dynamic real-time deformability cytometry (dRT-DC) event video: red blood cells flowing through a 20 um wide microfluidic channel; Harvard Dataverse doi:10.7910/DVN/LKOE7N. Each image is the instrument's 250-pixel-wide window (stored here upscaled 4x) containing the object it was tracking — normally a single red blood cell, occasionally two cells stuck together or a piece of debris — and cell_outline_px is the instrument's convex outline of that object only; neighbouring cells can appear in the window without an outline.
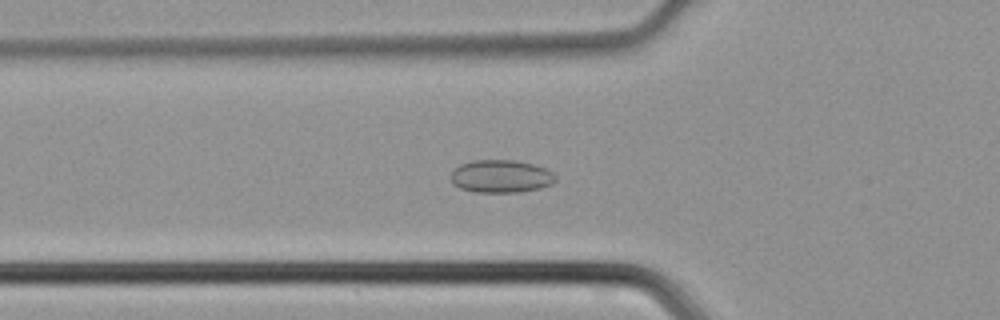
{"species": "common noctule bat (a hibernating species)", "species_latin": "Nyctalus noctula", "temperature_condition": "cold", "stored_images_in_passage": 36, "camera_frame_rate_fps": 3000, "um_per_image_px": 0.085, "animal": {"sex": "male", "body_mass_g": 21.5, "forearm_length_mm": 52.0}, "frame": {"image": 1, "passage_image": 6, "time_ms": 1.667, "image_size_px": [1000, 320], "cell_outline_px": [[556, 180], [552, 184], [540, 188], [520, 192], [476, 192], [460, 188], [452, 184], [452, 172], [460, 164], [472, 160], [512, 160], [532, 164], [544, 168], [552, 172], [556, 176]], "centroid_in_image_um": [42.58, 14.99], "position_along_channel_um": 83.2, "area_um2": 19.94}}
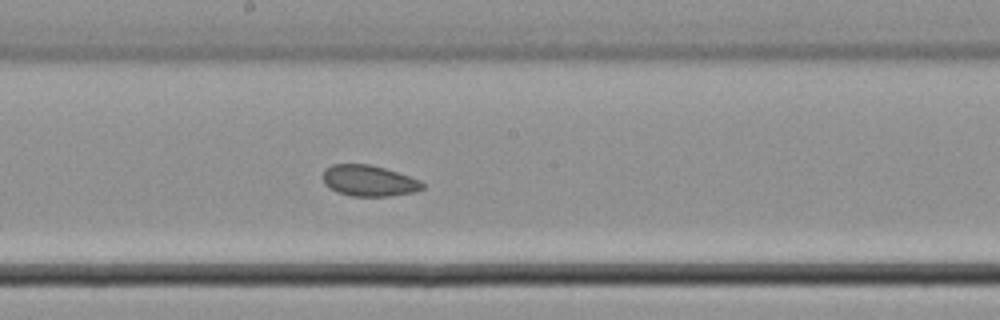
{"frame": {"image": 2, "passage_image": 15, "time_ms": 4.667, "image_size_px": [1000, 320], "cell_outline_px": [[424, 188], [416, 192], [388, 196], [352, 196], [336, 192], [328, 188], [324, 184], [324, 168], [332, 164], [368, 164], [384, 168], [420, 180], [424, 184]], "centroid_in_image_um": [31.34, 15.37], "position_along_channel_um": 216.9, "area_um2": 18.03}}
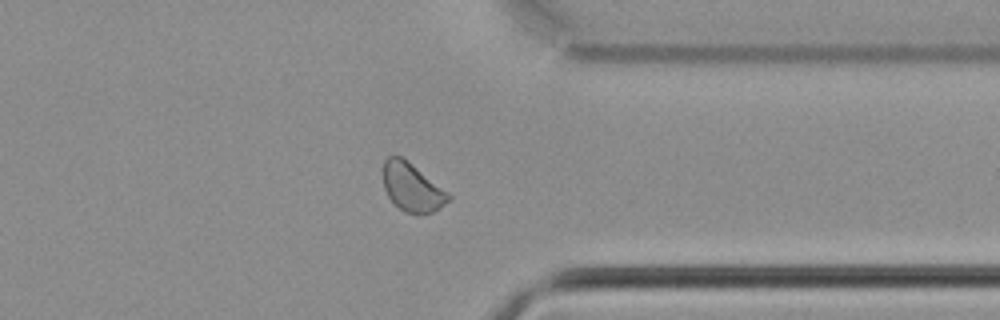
{"frame": {"image": 3, "passage_image": 26, "time_ms": 8.333, "image_size_px": [1000, 320], "cell_outline_px": [[452, 200], [440, 208], [432, 212], [420, 216], [404, 212], [388, 196], [384, 188], [384, 160], [388, 156], [400, 156], [448, 192], [452, 196]], "centroid_in_image_um": [35.06, 15.98], "position_along_channel_um": 376.3, "area_um2": 18.21}}